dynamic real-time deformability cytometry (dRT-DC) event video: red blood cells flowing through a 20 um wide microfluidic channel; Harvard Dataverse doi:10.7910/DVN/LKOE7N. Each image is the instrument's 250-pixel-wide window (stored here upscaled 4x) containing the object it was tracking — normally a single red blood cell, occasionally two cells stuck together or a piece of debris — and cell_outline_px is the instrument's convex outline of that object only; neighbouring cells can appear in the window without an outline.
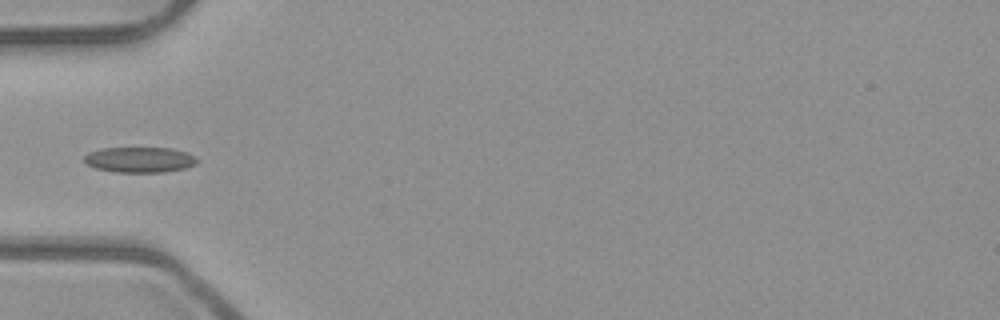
{"species": "common noctule bat (a hibernating species)", "species_latin": "Nyctalus noctula", "temperature_condition": "room temperature", "stored_images_in_passage": 7, "camera_frame_rate_fps": 3000, "um_per_image_px": 0.085, "animal": {"sex": "male", "body_mass_g": 23.1, "forearm_length_mm": 52.7}, "frame": {"image": 1, "passage_image": 6, "time_ms": 1.667, "image_size_px": [1000, 320], "cell_outline_px": [[200, 160], [196, 164], [184, 168], [164, 172], [116, 172], [96, 168], [84, 164], [84, 156], [88, 152], [104, 148], [172, 148], [188, 152], [196, 156]], "centroid_in_image_um": [11.89, 13.57], "position_along_channel_um": 73.1, "area_um2": 16.94}}
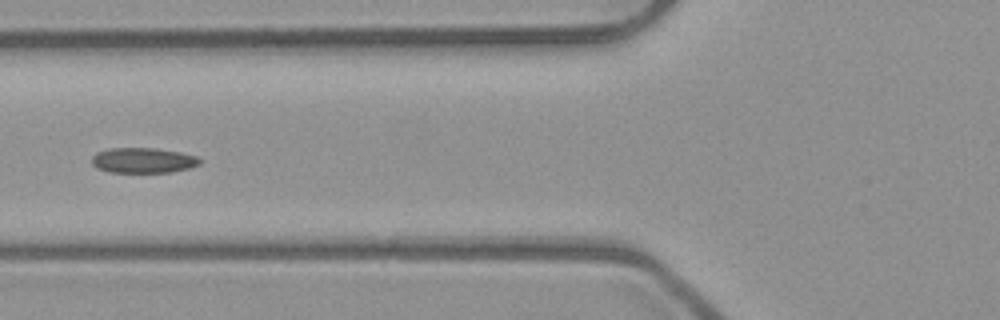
{"frame": {"image": 2, "passage_image": 7, "time_ms": 2.0, "image_size_px": [1000, 320], "cell_outline_px": [[204, 160], [200, 164], [192, 168], [172, 172], [108, 172], [96, 168], [92, 164], [92, 156], [96, 152], [108, 148], [156, 148], [180, 152], [196, 156]], "centroid_in_image_um": [12.19, 13.63], "position_along_channel_um": 113.6, "area_um2": 16.18}}